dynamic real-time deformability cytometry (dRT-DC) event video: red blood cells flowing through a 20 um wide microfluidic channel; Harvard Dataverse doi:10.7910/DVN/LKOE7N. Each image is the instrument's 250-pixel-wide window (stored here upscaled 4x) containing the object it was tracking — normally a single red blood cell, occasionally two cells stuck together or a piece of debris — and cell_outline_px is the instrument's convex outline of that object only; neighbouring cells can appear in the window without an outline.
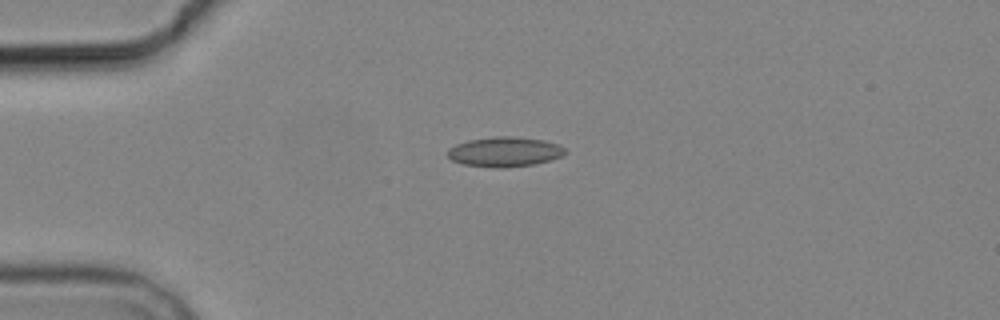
{"species": "common noctule bat (a hibernating species)", "species_latin": "Nyctalus noctula", "temperature_condition": "cold", "stored_images_in_passage": 2, "camera_frame_rate_fps": 3000, "um_per_image_px": 0.085, "animal": {"sex": "male", "body_mass_g": 19.2, "forearm_length_mm": 51.8}, "frame": {"image": 1, "passage_image": 1, "time_ms": 0.0, "image_size_px": [1000, 320], "cell_outline_px": [[568, 152], [552, 160], [536, 164], [500, 168], [496, 168], [464, 164], [452, 160], [448, 156], [448, 148], [456, 144], [468, 140], [496, 136], [512, 136], [544, 140], [560, 144]], "centroid_in_image_um": [42.93, 12.9], "position_along_channel_um": 42.1, "area_um2": 20.52}}